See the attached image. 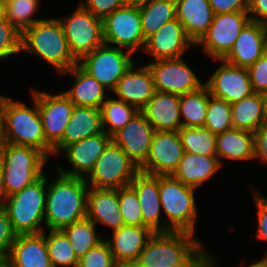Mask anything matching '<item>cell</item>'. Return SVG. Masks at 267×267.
<instances>
[{
  "label": "cell",
  "instance_id": "5b68a950",
  "mask_svg": "<svg viewBox=\"0 0 267 267\" xmlns=\"http://www.w3.org/2000/svg\"><path fill=\"white\" fill-rule=\"evenodd\" d=\"M33 100L35 109L5 97L6 143L33 147L49 157L53 147L45 140L37 101L34 97Z\"/></svg>",
  "mask_w": 267,
  "mask_h": 267
},
{
  "label": "cell",
  "instance_id": "ee69618b",
  "mask_svg": "<svg viewBox=\"0 0 267 267\" xmlns=\"http://www.w3.org/2000/svg\"><path fill=\"white\" fill-rule=\"evenodd\" d=\"M247 69L254 93L267 91V50Z\"/></svg>",
  "mask_w": 267,
  "mask_h": 267
},
{
  "label": "cell",
  "instance_id": "8fae6325",
  "mask_svg": "<svg viewBox=\"0 0 267 267\" xmlns=\"http://www.w3.org/2000/svg\"><path fill=\"white\" fill-rule=\"evenodd\" d=\"M103 39L104 44H115L132 53L143 50L145 40L139 8L124 6L107 15L103 19Z\"/></svg>",
  "mask_w": 267,
  "mask_h": 267
},
{
  "label": "cell",
  "instance_id": "7bdbcfd3",
  "mask_svg": "<svg viewBox=\"0 0 267 267\" xmlns=\"http://www.w3.org/2000/svg\"><path fill=\"white\" fill-rule=\"evenodd\" d=\"M21 53V33L5 16L0 18V59Z\"/></svg>",
  "mask_w": 267,
  "mask_h": 267
},
{
  "label": "cell",
  "instance_id": "f5cc1de1",
  "mask_svg": "<svg viewBox=\"0 0 267 267\" xmlns=\"http://www.w3.org/2000/svg\"><path fill=\"white\" fill-rule=\"evenodd\" d=\"M6 198H7V195L5 192L3 172H2V168H1V162H0V207L4 205V203H5L4 201L6 200Z\"/></svg>",
  "mask_w": 267,
  "mask_h": 267
},
{
  "label": "cell",
  "instance_id": "9c48e42d",
  "mask_svg": "<svg viewBox=\"0 0 267 267\" xmlns=\"http://www.w3.org/2000/svg\"><path fill=\"white\" fill-rule=\"evenodd\" d=\"M132 55L129 50L123 51L120 47L102 44L84 55L78 65L110 92L134 63Z\"/></svg>",
  "mask_w": 267,
  "mask_h": 267
},
{
  "label": "cell",
  "instance_id": "4316f807",
  "mask_svg": "<svg viewBox=\"0 0 267 267\" xmlns=\"http://www.w3.org/2000/svg\"><path fill=\"white\" fill-rule=\"evenodd\" d=\"M102 131L100 109L74 106L63 137L53 146V154L55 155L71 143L81 141Z\"/></svg>",
  "mask_w": 267,
  "mask_h": 267
},
{
  "label": "cell",
  "instance_id": "bcb514c9",
  "mask_svg": "<svg viewBox=\"0 0 267 267\" xmlns=\"http://www.w3.org/2000/svg\"><path fill=\"white\" fill-rule=\"evenodd\" d=\"M17 233L8 218L3 206L0 207V252L8 255L10 248L16 240Z\"/></svg>",
  "mask_w": 267,
  "mask_h": 267
},
{
  "label": "cell",
  "instance_id": "2e32d148",
  "mask_svg": "<svg viewBox=\"0 0 267 267\" xmlns=\"http://www.w3.org/2000/svg\"><path fill=\"white\" fill-rule=\"evenodd\" d=\"M219 61L222 62V65L204 83L210 95L230 104L251 96L254 91L248 69L230 64L223 59H219Z\"/></svg>",
  "mask_w": 267,
  "mask_h": 267
},
{
  "label": "cell",
  "instance_id": "f907efd6",
  "mask_svg": "<svg viewBox=\"0 0 267 267\" xmlns=\"http://www.w3.org/2000/svg\"><path fill=\"white\" fill-rule=\"evenodd\" d=\"M248 13L251 21L267 25V0H249Z\"/></svg>",
  "mask_w": 267,
  "mask_h": 267
},
{
  "label": "cell",
  "instance_id": "603a6c76",
  "mask_svg": "<svg viewBox=\"0 0 267 267\" xmlns=\"http://www.w3.org/2000/svg\"><path fill=\"white\" fill-rule=\"evenodd\" d=\"M135 69L133 63L112 91L119 99L140 111L156 92L153 75L147 65Z\"/></svg>",
  "mask_w": 267,
  "mask_h": 267
},
{
  "label": "cell",
  "instance_id": "d590c367",
  "mask_svg": "<svg viewBox=\"0 0 267 267\" xmlns=\"http://www.w3.org/2000/svg\"><path fill=\"white\" fill-rule=\"evenodd\" d=\"M103 131L112 136L123 128L139 111L121 100L106 98L100 107ZM107 127V128H106Z\"/></svg>",
  "mask_w": 267,
  "mask_h": 267
},
{
  "label": "cell",
  "instance_id": "9f6ffc18",
  "mask_svg": "<svg viewBox=\"0 0 267 267\" xmlns=\"http://www.w3.org/2000/svg\"><path fill=\"white\" fill-rule=\"evenodd\" d=\"M248 267H267V253H266L265 257H263L261 260L255 262V263H252Z\"/></svg>",
  "mask_w": 267,
  "mask_h": 267
},
{
  "label": "cell",
  "instance_id": "60d3db41",
  "mask_svg": "<svg viewBox=\"0 0 267 267\" xmlns=\"http://www.w3.org/2000/svg\"><path fill=\"white\" fill-rule=\"evenodd\" d=\"M120 213L124 225L143 226L140 202L136 191L130 186L118 189Z\"/></svg>",
  "mask_w": 267,
  "mask_h": 267
},
{
  "label": "cell",
  "instance_id": "e575fe53",
  "mask_svg": "<svg viewBox=\"0 0 267 267\" xmlns=\"http://www.w3.org/2000/svg\"><path fill=\"white\" fill-rule=\"evenodd\" d=\"M95 227L96 224L85 217L61 229L71 243L77 259L103 240L96 233Z\"/></svg>",
  "mask_w": 267,
  "mask_h": 267
},
{
  "label": "cell",
  "instance_id": "4dcf8cb0",
  "mask_svg": "<svg viewBox=\"0 0 267 267\" xmlns=\"http://www.w3.org/2000/svg\"><path fill=\"white\" fill-rule=\"evenodd\" d=\"M217 158L252 160L255 157L254 133L232 128L216 135Z\"/></svg>",
  "mask_w": 267,
  "mask_h": 267
},
{
  "label": "cell",
  "instance_id": "4fadbf2b",
  "mask_svg": "<svg viewBox=\"0 0 267 267\" xmlns=\"http://www.w3.org/2000/svg\"><path fill=\"white\" fill-rule=\"evenodd\" d=\"M147 66L153 75L156 91L181 96L196 91L204 85L182 57L156 60Z\"/></svg>",
  "mask_w": 267,
  "mask_h": 267
},
{
  "label": "cell",
  "instance_id": "83f0119b",
  "mask_svg": "<svg viewBox=\"0 0 267 267\" xmlns=\"http://www.w3.org/2000/svg\"><path fill=\"white\" fill-rule=\"evenodd\" d=\"M176 18L196 44L208 31L215 16L208 0H175Z\"/></svg>",
  "mask_w": 267,
  "mask_h": 267
},
{
  "label": "cell",
  "instance_id": "cb8c5ba5",
  "mask_svg": "<svg viewBox=\"0 0 267 267\" xmlns=\"http://www.w3.org/2000/svg\"><path fill=\"white\" fill-rule=\"evenodd\" d=\"M140 112L155 131H179L182 128L179 95L156 91Z\"/></svg>",
  "mask_w": 267,
  "mask_h": 267
},
{
  "label": "cell",
  "instance_id": "44dd1931",
  "mask_svg": "<svg viewBox=\"0 0 267 267\" xmlns=\"http://www.w3.org/2000/svg\"><path fill=\"white\" fill-rule=\"evenodd\" d=\"M129 185L138 195L143 227H149L154 232L172 231L167 226V221L163 222L159 219L162 209L159 198V176L139 172Z\"/></svg>",
  "mask_w": 267,
  "mask_h": 267
},
{
  "label": "cell",
  "instance_id": "e0dca14e",
  "mask_svg": "<svg viewBox=\"0 0 267 267\" xmlns=\"http://www.w3.org/2000/svg\"><path fill=\"white\" fill-rule=\"evenodd\" d=\"M154 132L153 126L139 111L111 136V140L140 168L148 157Z\"/></svg>",
  "mask_w": 267,
  "mask_h": 267
},
{
  "label": "cell",
  "instance_id": "7c38bea8",
  "mask_svg": "<svg viewBox=\"0 0 267 267\" xmlns=\"http://www.w3.org/2000/svg\"><path fill=\"white\" fill-rule=\"evenodd\" d=\"M249 21L248 11L215 15L208 31L195 46L204 45V51L209 56L216 60L224 59Z\"/></svg>",
  "mask_w": 267,
  "mask_h": 267
},
{
  "label": "cell",
  "instance_id": "8992f818",
  "mask_svg": "<svg viewBox=\"0 0 267 267\" xmlns=\"http://www.w3.org/2000/svg\"><path fill=\"white\" fill-rule=\"evenodd\" d=\"M47 160L48 157L36 148L6 143L0 152V162L7 197L44 175Z\"/></svg>",
  "mask_w": 267,
  "mask_h": 267
},
{
  "label": "cell",
  "instance_id": "681fc988",
  "mask_svg": "<svg viewBox=\"0 0 267 267\" xmlns=\"http://www.w3.org/2000/svg\"><path fill=\"white\" fill-rule=\"evenodd\" d=\"M255 157L267 162V123H264L255 133Z\"/></svg>",
  "mask_w": 267,
  "mask_h": 267
},
{
  "label": "cell",
  "instance_id": "277c9868",
  "mask_svg": "<svg viewBox=\"0 0 267 267\" xmlns=\"http://www.w3.org/2000/svg\"><path fill=\"white\" fill-rule=\"evenodd\" d=\"M47 178L46 175H42L21 191L8 196L4 201L3 207L18 235L38 234L44 231L41 225L42 222L45 223L46 187L49 182Z\"/></svg>",
  "mask_w": 267,
  "mask_h": 267
},
{
  "label": "cell",
  "instance_id": "7dc6e473",
  "mask_svg": "<svg viewBox=\"0 0 267 267\" xmlns=\"http://www.w3.org/2000/svg\"><path fill=\"white\" fill-rule=\"evenodd\" d=\"M215 15L248 11L249 0H208Z\"/></svg>",
  "mask_w": 267,
  "mask_h": 267
},
{
  "label": "cell",
  "instance_id": "ffe728a7",
  "mask_svg": "<svg viewBox=\"0 0 267 267\" xmlns=\"http://www.w3.org/2000/svg\"><path fill=\"white\" fill-rule=\"evenodd\" d=\"M267 50V25L249 21L241 30L229 54L223 59L226 62L248 68Z\"/></svg>",
  "mask_w": 267,
  "mask_h": 267
},
{
  "label": "cell",
  "instance_id": "d6986e66",
  "mask_svg": "<svg viewBox=\"0 0 267 267\" xmlns=\"http://www.w3.org/2000/svg\"><path fill=\"white\" fill-rule=\"evenodd\" d=\"M110 141L111 136L102 131L101 133L67 145L63 151H65L66 158L72 165L73 170L66 171L60 166H57V172L67 176L85 178L93 169L95 162Z\"/></svg>",
  "mask_w": 267,
  "mask_h": 267
},
{
  "label": "cell",
  "instance_id": "74e56055",
  "mask_svg": "<svg viewBox=\"0 0 267 267\" xmlns=\"http://www.w3.org/2000/svg\"><path fill=\"white\" fill-rule=\"evenodd\" d=\"M48 236L45 231L46 245L52 267H77L78 259L67 236L61 229H50Z\"/></svg>",
  "mask_w": 267,
  "mask_h": 267
},
{
  "label": "cell",
  "instance_id": "d4e9b609",
  "mask_svg": "<svg viewBox=\"0 0 267 267\" xmlns=\"http://www.w3.org/2000/svg\"><path fill=\"white\" fill-rule=\"evenodd\" d=\"M86 217L94 222L105 224L113 231L124 225L120 213L118 189L90 187L87 193Z\"/></svg>",
  "mask_w": 267,
  "mask_h": 267
},
{
  "label": "cell",
  "instance_id": "5bb4252c",
  "mask_svg": "<svg viewBox=\"0 0 267 267\" xmlns=\"http://www.w3.org/2000/svg\"><path fill=\"white\" fill-rule=\"evenodd\" d=\"M183 154L178 131H155L148 157L139 171L154 176L172 175Z\"/></svg>",
  "mask_w": 267,
  "mask_h": 267
},
{
  "label": "cell",
  "instance_id": "6f0895ef",
  "mask_svg": "<svg viewBox=\"0 0 267 267\" xmlns=\"http://www.w3.org/2000/svg\"><path fill=\"white\" fill-rule=\"evenodd\" d=\"M0 267H8V255L0 252Z\"/></svg>",
  "mask_w": 267,
  "mask_h": 267
},
{
  "label": "cell",
  "instance_id": "1f68e13d",
  "mask_svg": "<svg viewBox=\"0 0 267 267\" xmlns=\"http://www.w3.org/2000/svg\"><path fill=\"white\" fill-rule=\"evenodd\" d=\"M231 111L233 128L255 133L266 123L260 93L232 103Z\"/></svg>",
  "mask_w": 267,
  "mask_h": 267
},
{
  "label": "cell",
  "instance_id": "7a4b0ae2",
  "mask_svg": "<svg viewBox=\"0 0 267 267\" xmlns=\"http://www.w3.org/2000/svg\"><path fill=\"white\" fill-rule=\"evenodd\" d=\"M47 185L44 221L50 229H62L86 217L89 184L82 177L63 175Z\"/></svg>",
  "mask_w": 267,
  "mask_h": 267
},
{
  "label": "cell",
  "instance_id": "52a82bcc",
  "mask_svg": "<svg viewBox=\"0 0 267 267\" xmlns=\"http://www.w3.org/2000/svg\"><path fill=\"white\" fill-rule=\"evenodd\" d=\"M195 189L176 180L171 175L159 176L161 208L170 221L167 222V226L172 231L194 233L197 219Z\"/></svg>",
  "mask_w": 267,
  "mask_h": 267
},
{
  "label": "cell",
  "instance_id": "680465c9",
  "mask_svg": "<svg viewBox=\"0 0 267 267\" xmlns=\"http://www.w3.org/2000/svg\"><path fill=\"white\" fill-rule=\"evenodd\" d=\"M214 263H215V260H214V259L212 260V257H210V258L203 264L202 267H214V266H215Z\"/></svg>",
  "mask_w": 267,
  "mask_h": 267
},
{
  "label": "cell",
  "instance_id": "9a60e30c",
  "mask_svg": "<svg viewBox=\"0 0 267 267\" xmlns=\"http://www.w3.org/2000/svg\"><path fill=\"white\" fill-rule=\"evenodd\" d=\"M32 92L37 101L45 140L53 147L63 137L75 105L63 92L52 95L37 90Z\"/></svg>",
  "mask_w": 267,
  "mask_h": 267
},
{
  "label": "cell",
  "instance_id": "11a10c76",
  "mask_svg": "<svg viewBox=\"0 0 267 267\" xmlns=\"http://www.w3.org/2000/svg\"><path fill=\"white\" fill-rule=\"evenodd\" d=\"M263 106V114L267 123V91L260 93Z\"/></svg>",
  "mask_w": 267,
  "mask_h": 267
},
{
  "label": "cell",
  "instance_id": "30bf717a",
  "mask_svg": "<svg viewBox=\"0 0 267 267\" xmlns=\"http://www.w3.org/2000/svg\"><path fill=\"white\" fill-rule=\"evenodd\" d=\"M62 23L68 47L73 57L79 61L104 44L103 20L94 16L81 4L68 18H59Z\"/></svg>",
  "mask_w": 267,
  "mask_h": 267
},
{
  "label": "cell",
  "instance_id": "8d00e7d4",
  "mask_svg": "<svg viewBox=\"0 0 267 267\" xmlns=\"http://www.w3.org/2000/svg\"><path fill=\"white\" fill-rule=\"evenodd\" d=\"M184 152L195 155L217 156L216 134L203 127H182L178 131Z\"/></svg>",
  "mask_w": 267,
  "mask_h": 267
},
{
  "label": "cell",
  "instance_id": "836d02e7",
  "mask_svg": "<svg viewBox=\"0 0 267 267\" xmlns=\"http://www.w3.org/2000/svg\"><path fill=\"white\" fill-rule=\"evenodd\" d=\"M210 96L205 84L196 91L180 96V117L184 118L182 127H203L205 125Z\"/></svg>",
  "mask_w": 267,
  "mask_h": 267
},
{
  "label": "cell",
  "instance_id": "3957f363",
  "mask_svg": "<svg viewBox=\"0 0 267 267\" xmlns=\"http://www.w3.org/2000/svg\"><path fill=\"white\" fill-rule=\"evenodd\" d=\"M22 51L40 56L61 73L78 64L69 50L59 18H42L26 29L21 34Z\"/></svg>",
  "mask_w": 267,
  "mask_h": 267
},
{
  "label": "cell",
  "instance_id": "c3c4849f",
  "mask_svg": "<svg viewBox=\"0 0 267 267\" xmlns=\"http://www.w3.org/2000/svg\"><path fill=\"white\" fill-rule=\"evenodd\" d=\"M254 195L258 211V229L256 236L267 242V199L257 192Z\"/></svg>",
  "mask_w": 267,
  "mask_h": 267
},
{
  "label": "cell",
  "instance_id": "f35d334b",
  "mask_svg": "<svg viewBox=\"0 0 267 267\" xmlns=\"http://www.w3.org/2000/svg\"><path fill=\"white\" fill-rule=\"evenodd\" d=\"M40 0H4V16L21 34L42 19L32 18Z\"/></svg>",
  "mask_w": 267,
  "mask_h": 267
},
{
  "label": "cell",
  "instance_id": "db71d44e",
  "mask_svg": "<svg viewBox=\"0 0 267 267\" xmlns=\"http://www.w3.org/2000/svg\"><path fill=\"white\" fill-rule=\"evenodd\" d=\"M126 6L130 7H143L145 5H148L152 0H125Z\"/></svg>",
  "mask_w": 267,
  "mask_h": 267
},
{
  "label": "cell",
  "instance_id": "b9f144b4",
  "mask_svg": "<svg viewBox=\"0 0 267 267\" xmlns=\"http://www.w3.org/2000/svg\"><path fill=\"white\" fill-rule=\"evenodd\" d=\"M77 267H120L113 257L107 241L103 240L78 259Z\"/></svg>",
  "mask_w": 267,
  "mask_h": 267
},
{
  "label": "cell",
  "instance_id": "816d5d0a",
  "mask_svg": "<svg viewBox=\"0 0 267 267\" xmlns=\"http://www.w3.org/2000/svg\"><path fill=\"white\" fill-rule=\"evenodd\" d=\"M4 110H5V97L0 95V152L6 145Z\"/></svg>",
  "mask_w": 267,
  "mask_h": 267
},
{
  "label": "cell",
  "instance_id": "d6a6232c",
  "mask_svg": "<svg viewBox=\"0 0 267 267\" xmlns=\"http://www.w3.org/2000/svg\"><path fill=\"white\" fill-rule=\"evenodd\" d=\"M144 40L158 31L165 23L176 19L175 0H152L139 8Z\"/></svg>",
  "mask_w": 267,
  "mask_h": 267
},
{
  "label": "cell",
  "instance_id": "f546056e",
  "mask_svg": "<svg viewBox=\"0 0 267 267\" xmlns=\"http://www.w3.org/2000/svg\"><path fill=\"white\" fill-rule=\"evenodd\" d=\"M62 73L74 76L73 87L63 92L75 106L93 107L100 109L106 100V88L94 77L85 72L78 64Z\"/></svg>",
  "mask_w": 267,
  "mask_h": 267
},
{
  "label": "cell",
  "instance_id": "ba28073f",
  "mask_svg": "<svg viewBox=\"0 0 267 267\" xmlns=\"http://www.w3.org/2000/svg\"><path fill=\"white\" fill-rule=\"evenodd\" d=\"M139 172L135 163L111 140L84 179L91 183L89 187L119 189L128 186Z\"/></svg>",
  "mask_w": 267,
  "mask_h": 267
},
{
  "label": "cell",
  "instance_id": "ac0fdd59",
  "mask_svg": "<svg viewBox=\"0 0 267 267\" xmlns=\"http://www.w3.org/2000/svg\"><path fill=\"white\" fill-rule=\"evenodd\" d=\"M194 46V42L186 35L181 22L176 18L165 23L158 31L145 40L143 50L156 60L177 59Z\"/></svg>",
  "mask_w": 267,
  "mask_h": 267
},
{
  "label": "cell",
  "instance_id": "ab89813d",
  "mask_svg": "<svg viewBox=\"0 0 267 267\" xmlns=\"http://www.w3.org/2000/svg\"><path fill=\"white\" fill-rule=\"evenodd\" d=\"M204 127L216 135L232 129L231 104L223 99L210 96Z\"/></svg>",
  "mask_w": 267,
  "mask_h": 267
},
{
  "label": "cell",
  "instance_id": "f6af8a7d",
  "mask_svg": "<svg viewBox=\"0 0 267 267\" xmlns=\"http://www.w3.org/2000/svg\"><path fill=\"white\" fill-rule=\"evenodd\" d=\"M80 4L94 16L102 20L114 10L126 6L125 0H85Z\"/></svg>",
  "mask_w": 267,
  "mask_h": 267
},
{
  "label": "cell",
  "instance_id": "6da1fadb",
  "mask_svg": "<svg viewBox=\"0 0 267 267\" xmlns=\"http://www.w3.org/2000/svg\"><path fill=\"white\" fill-rule=\"evenodd\" d=\"M193 237L186 231L155 232L133 266L202 267L211 256Z\"/></svg>",
  "mask_w": 267,
  "mask_h": 267
},
{
  "label": "cell",
  "instance_id": "484cf974",
  "mask_svg": "<svg viewBox=\"0 0 267 267\" xmlns=\"http://www.w3.org/2000/svg\"><path fill=\"white\" fill-rule=\"evenodd\" d=\"M8 267H52L45 235H17L8 253Z\"/></svg>",
  "mask_w": 267,
  "mask_h": 267
},
{
  "label": "cell",
  "instance_id": "7402d4cb",
  "mask_svg": "<svg viewBox=\"0 0 267 267\" xmlns=\"http://www.w3.org/2000/svg\"><path fill=\"white\" fill-rule=\"evenodd\" d=\"M154 233L149 227L123 225L113 231L111 240L106 241L120 267L133 266Z\"/></svg>",
  "mask_w": 267,
  "mask_h": 267
},
{
  "label": "cell",
  "instance_id": "f1b7e54d",
  "mask_svg": "<svg viewBox=\"0 0 267 267\" xmlns=\"http://www.w3.org/2000/svg\"><path fill=\"white\" fill-rule=\"evenodd\" d=\"M223 165L217 156L195 155L184 152L175 172L171 175L185 185L197 188Z\"/></svg>",
  "mask_w": 267,
  "mask_h": 267
},
{
  "label": "cell",
  "instance_id": "91938a15",
  "mask_svg": "<svg viewBox=\"0 0 267 267\" xmlns=\"http://www.w3.org/2000/svg\"><path fill=\"white\" fill-rule=\"evenodd\" d=\"M4 16V0H0V18Z\"/></svg>",
  "mask_w": 267,
  "mask_h": 267
}]
</instances>
